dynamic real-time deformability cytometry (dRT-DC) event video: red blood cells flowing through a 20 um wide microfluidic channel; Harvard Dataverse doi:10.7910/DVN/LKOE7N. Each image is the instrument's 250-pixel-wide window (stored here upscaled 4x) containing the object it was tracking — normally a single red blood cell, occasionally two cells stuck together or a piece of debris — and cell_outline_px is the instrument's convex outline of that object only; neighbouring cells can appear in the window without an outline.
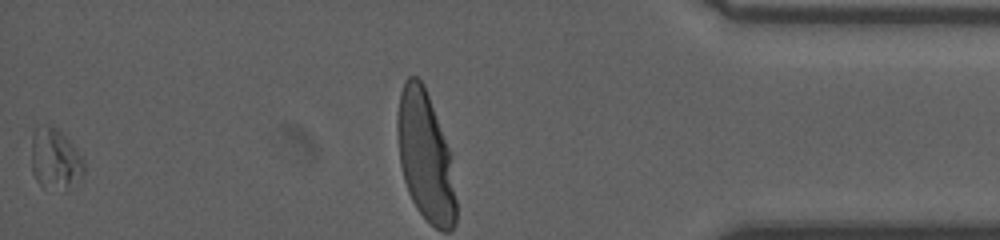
{"species": "human", "species_latin": "Homo sapiens", "temperature_condition": "room temperature", "stored_images_in_passage": 36, "segment_of_instrument_passage": [2, 2], "camera_frame_rate_fps": 3000, "um_per_image_px": 0.085, "donor": {"sex": "male"}, "frame": {"image": 1, "passage_image": 36, "time_ms": 11.667, "image_size_px": [1000, 240], "cell_outline_px": [[84, 172], [64, 192], [44, 188], [36, 180], [32, 172], [32, 136], [36, 128], [44, 124], [52, 124], [72, 144], [84, 160]], "centroid_in_image_um": [4.66, 13.54], "position_along_channel_um": 430.5, "area_um2": 18.67}}